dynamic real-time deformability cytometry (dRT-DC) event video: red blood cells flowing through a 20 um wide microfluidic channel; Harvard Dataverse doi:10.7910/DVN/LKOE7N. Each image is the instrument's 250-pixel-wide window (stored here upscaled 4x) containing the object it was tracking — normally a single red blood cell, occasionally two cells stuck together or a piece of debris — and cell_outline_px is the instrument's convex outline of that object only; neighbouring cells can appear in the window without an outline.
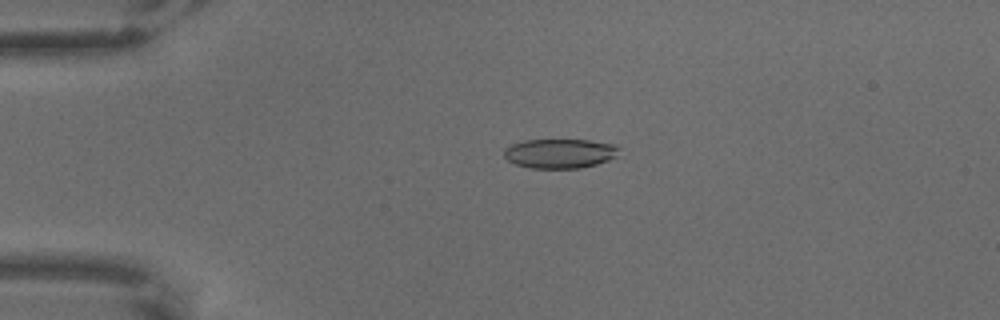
{"species": "common noctule bat (a hibernating species)", "species_latin": "Nyctalus noctula", "temperature_condition": "warm", "stored_images_in_passage": 5, "camera_frame_rate_fps": 3000, "um_per_image_px": 0.085, "animal": {"sex": "male", "body_mass_g": 18.8}, "frame": {"image": 1, "passage_image": 2, "time_ms": 0.333, "image_size_px": [1000, 320], "cell_outline_px": [[620, 148], [616, 156], [608, 160], [596, 164], [580, 168], [532, 168], [516, 164], [508, 160], [504, 156], [504, 148], [512, 144], [524, 140], [588, 140], [616, 144]], "centroid_in_image_um": [47.59, 13.03], "position_along_channel_um": 37.4, "area_um2": 19.71}}
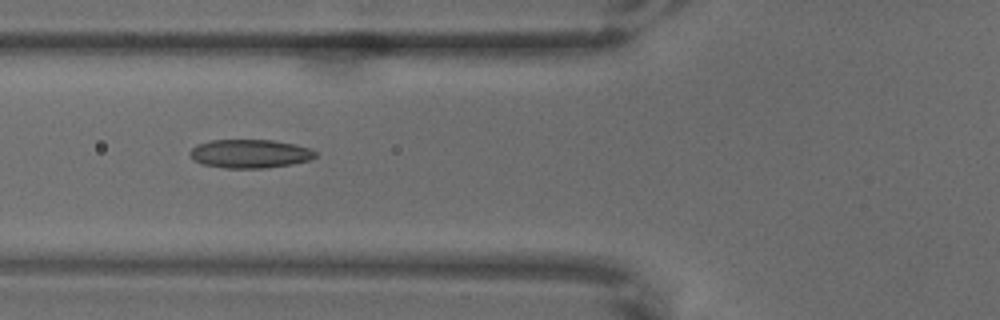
{"frame": {"image": 2, "passage_image": 4, "time_ms": 1.0, "image_size_px": [1000, 320], "cell_outline_px": [[316, 156], [308, 160], [292, 164], [264, 168], [224, 168], [204, 164], [192, 160], [188, 156], [188, 152], [196, 144], [208, 140], [272, 140], [296, 144], [312, 148], [316, 152]], "centroid_in_image_um": [21.21, 13.06], "position_along_channel_um": 104.6, "area_um2": 21.15}}
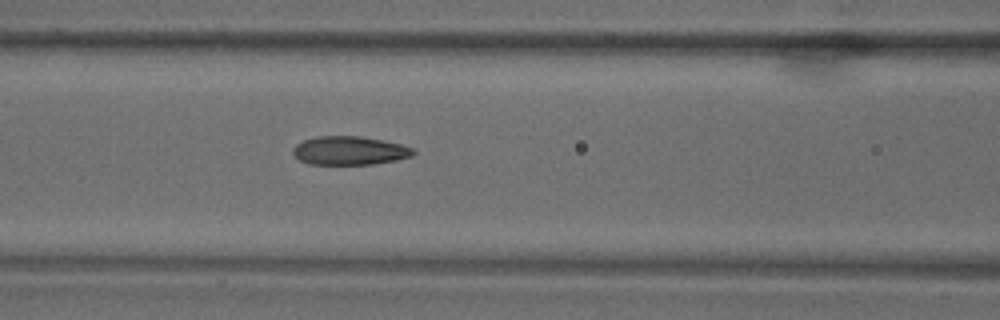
{"frame": {"image": 3, "passage_image": 5, "time_ms": 1.333, "image_size_px": [1000, 320], "cell_outline_px": [[416, 152], [412, 156], [396, 160], [372, 164], [308, 164], [300, 160], [292, 152], [292, 148], [296, 144], [304, 140], [316, 136], [360, 136], [384, 140], [400, 144], [412, 148]], "centroid_in_image_um": [29.7, 12.79], "position_along_channel_um": 136.9, "area_um2": 20.06}}